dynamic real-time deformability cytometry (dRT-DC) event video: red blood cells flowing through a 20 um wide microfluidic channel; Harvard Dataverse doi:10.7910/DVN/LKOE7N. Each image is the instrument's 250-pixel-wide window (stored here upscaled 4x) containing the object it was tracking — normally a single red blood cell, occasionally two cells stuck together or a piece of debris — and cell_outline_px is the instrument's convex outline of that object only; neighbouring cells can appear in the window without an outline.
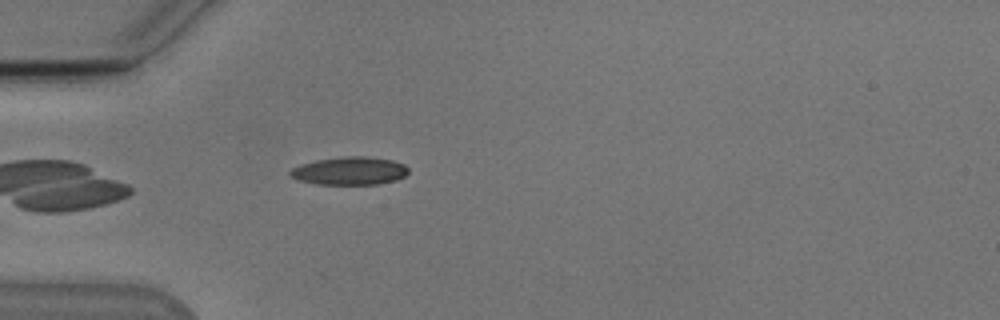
{"species": "Egyptian fruit bat (a non-hibernating species)", "species_latin": "Rousettus aegyptiacus", "temperature_condition": "cold", "stored_images_in_passage": 43, "camera_frame_rate_fps": 3000, "um_per_image_px": 0.085, "animal": {"sex": "male"}, "frame": {"image": 1, "passage_image": 5, "time_ms": 1.333, "image_size_px": [1000, 320], "cell_outline_px": [[408, 172], [404, 176], [396, 180], [376, 184], [316, 184], [300, 180], [292, 176], [288, 172], [292, 168], [300, 164], [316, 160], [340, 156], [364, 156], [392, 160], [404, 164], [408, 168]], "centroid_in_image_um": [29.72, 14.51], "position_along_channel_um": 55.3, "area_um2": 19.25}}
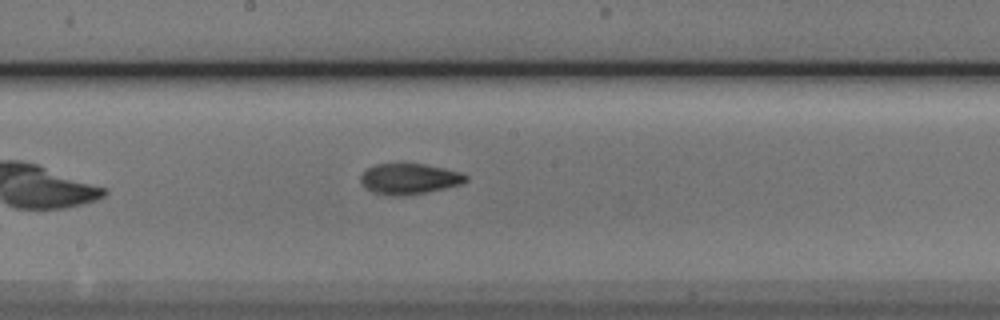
{"frame": {"image": 2, "passage_image": 18, "time_ms": 5.667, "image_size_px": [1000, 320], "cell_outline_px": [[468, 180], [460, 184], [444, 188], [404, 196], [388, 196], [372, 192], [364, 188], [360, 180], [360, 176], [368, 168], [376, 164], [424, 164], [444, 168], [460, 172], [468, 176]], "centroid_in_image_um": [34.76, 15.21], "position_along_channel_um": 213.4, "area_um2": 18.79}}
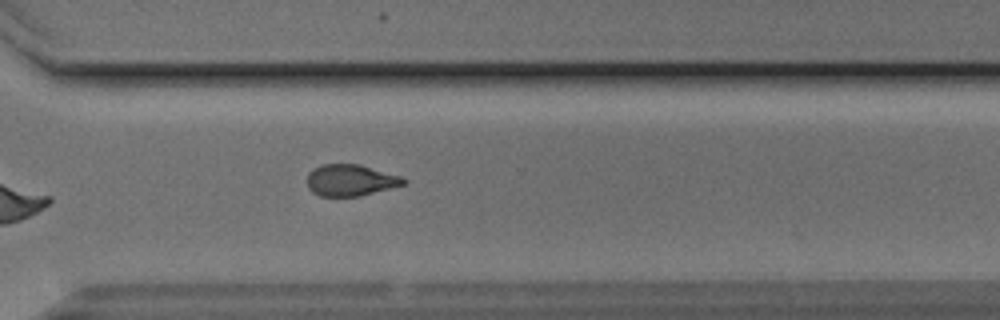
{"frame": {"image": 3, "passage_image": 28, "time_ms": 9.0, "image_size_px": [1000, 320], "cell_outline_px": [[408, 180], [404, 184], [360, 196], [320, 196], [312, 192], [308, 188], [308, 172], [312, 168], [320, 164], [360, 164], [400, 176]], "centroid_in_image_um": [29.76, 15.31], "position_along_channel_um": 340.8, "area_um2": 17.69}, "authors_computed_cell_mechanics": {"area_um2": 18.3226, "velocity_mm_per_s": 3.8284, "shape_relaxation_time_tau1_ms": 5.1567, "shape_relaxation_time_tau2_ms": 3.1487, "deformation_change_tau1": 0.1678, "deformation_change_tau2": 0.1038}}